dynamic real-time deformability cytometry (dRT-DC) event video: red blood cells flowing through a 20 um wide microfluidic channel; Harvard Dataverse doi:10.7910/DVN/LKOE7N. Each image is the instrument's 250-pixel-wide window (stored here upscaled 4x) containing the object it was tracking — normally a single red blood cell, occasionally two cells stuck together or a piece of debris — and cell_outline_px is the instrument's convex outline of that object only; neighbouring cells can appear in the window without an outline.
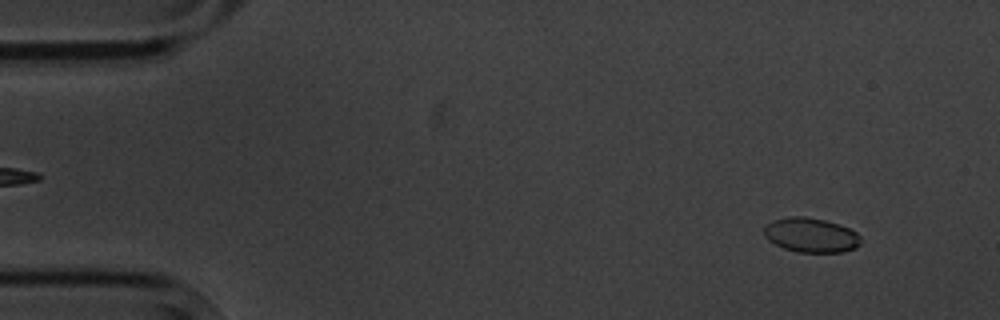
{"species": "common noctule bat (a hibernating species)", "species_latin": "Nyctalus noctula", "temperature_condition": "cold", "stored_images_in_passage": 14, "camera_frame_rate_fps": 3000, "um_per_image_px": 0.085, "animal": {"sex": "male", "body_mass_g": 20.1, "forearm_length_mm": 53.5}, "frame": {"image": 1, "passage_image": 1, "time_ms": 0.0, "image_size_px": [1000, 320], "cell_outline_px": [[860, 244], [856, 248], [844, 252], [796, 252], [784, 248], [768, 240], [764, 236], [764, 224], [772, 220], [788, 216], [804, 216], [824, 220], [840, 224], [856, 232], [860, 236]], "centroid_in_image_um": [68.91, 19.98], "position_along_channel_um": 16.1, "area_um2": 19.65}}
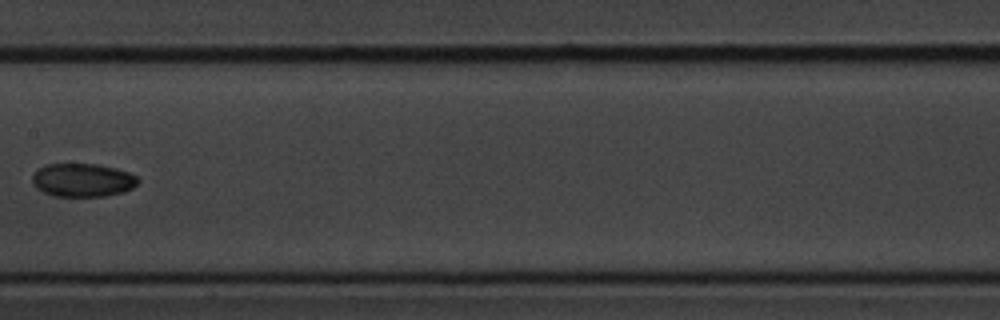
{"frame": {"image": 2, "passage_image": 7, "time_ms": 8.0, "image_size_px": [1000, 320], "cell_outline_px": [[140, 180], [132, 188], [124, 192], [104, 196], [56, 196], [44, 192], [36, 188], [32, 180], [32, 176], [40, 168], [48, 164], [96, 164], [116, 168], [128, 172], [136, 176]], "centroid_in_image_um": [7.05, 15.31], "position_along_channel_um": 200.4, "area_um2": 20.4}}
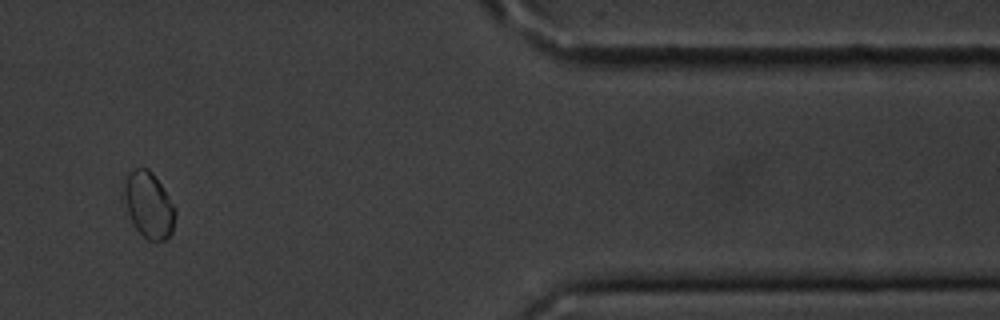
{"frame": {"image": 3, "passage_image": 12, "time_ms": 14.667, "image_size_px": [1000, 320], "cell_outline_px": [[176, 216], [172, 232], [164, 240], [148, 240], [132, 224], [120, 196], [124, 180], [128, 172], [136, 168], [148, 168], [152, 172], [176, 208]], "centroid_in_image_um": [12.58, 17.4], "position_along_channel_um": 398.8, "area_um2": 20.11}, "authors_computed_cell_mechanics": {"area_um2": 20.1722, "velocity_mm_per_s": 3.5105, "shape_relaxation_time_tau1_ms": 2.1441, "shape_relaxation_time_tau2_ms": null, "deformation_change_tau1": 0.0796, "deformation_change_tau2": null}}